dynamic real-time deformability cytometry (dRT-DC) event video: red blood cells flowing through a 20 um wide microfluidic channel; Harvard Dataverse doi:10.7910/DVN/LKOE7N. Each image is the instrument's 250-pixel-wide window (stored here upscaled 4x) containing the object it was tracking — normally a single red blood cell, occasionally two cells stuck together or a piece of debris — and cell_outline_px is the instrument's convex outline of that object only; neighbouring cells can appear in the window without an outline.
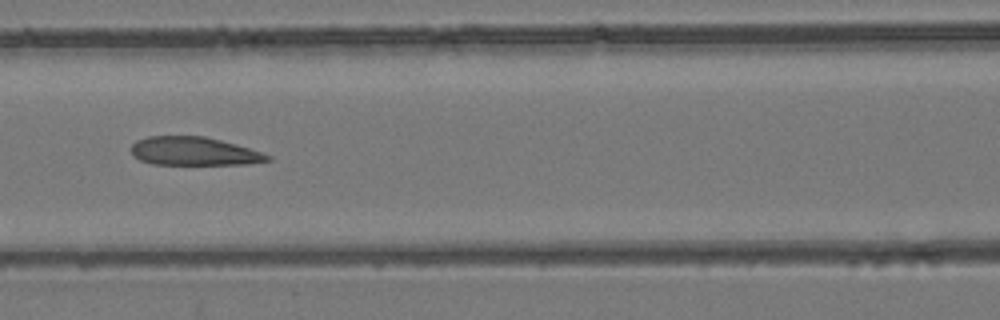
{"species": "common noctule bat (a hibernating species)", "species_latin": "Nyctalus noctula", "temperature_condition": "room temperature", "stored_images_in_passage": 9, "camera_frame_rate_fps": 3000, "um_per_image_px": 0.085, "animal": {"sex": "female", "body_mass_g": 24.6, "forearm_length_mm": 56.2}, "frame": {"image": 1, "passage_image": 7, "time_ms": 6.667, "image_size_px": [1000, 320], "cell_outline_px": [[272, 160], [248, 164], [152, 164], [140, 160], [132, 156], [132, 144], [136, 140], [148, 136], [204, 136], [236, 144], [272, 156]], "centroid_in_image_um": [16.47, 12.86], "position_along_channel_um": 150.1, "area_um2": 22.54}}
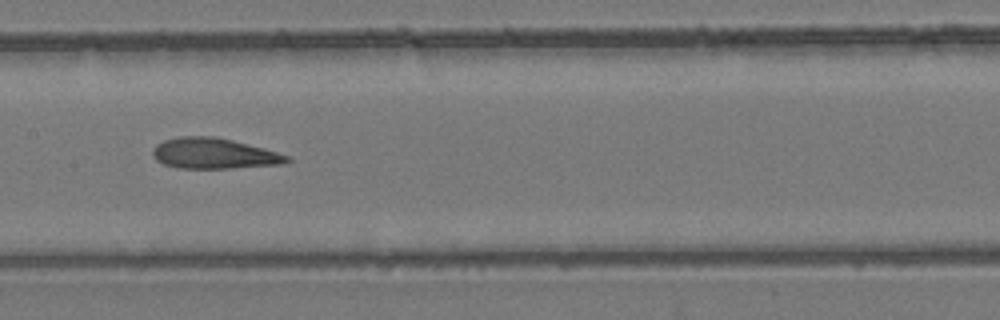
{"frame": {"image": 2, "passage_image": 8, "time_ms": 7.667, "image_size_px": [1000, 320], "cell_outline_px": [[292, 160], [284, 164], [228, 168], [176, 168], [164, 164], [156, 160], [152, 156], [152, 148], [156, 144], [164, 140], [180, 136], [212, 136], [232, 140], [264, 148], [288, 156]], "centroid_in_image_um": [18.15, 13.04], "position_along_channel_um": 189.3, "area_um2": 23.99}}
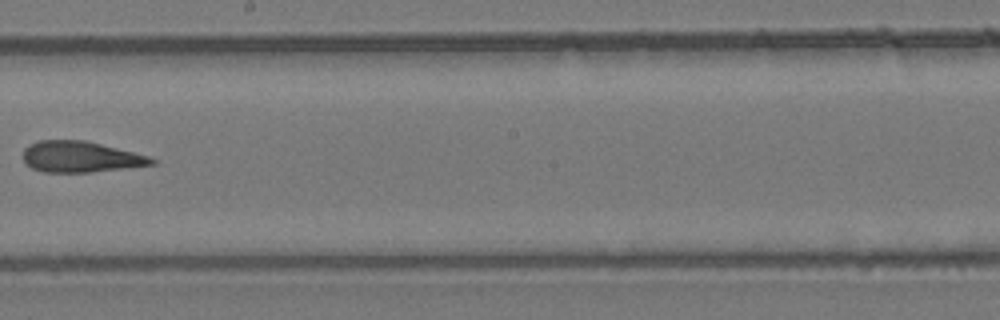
{"frame": {"image": 3, "passage_image": 9, "time_ms": 9.0, "image_size_px": [1000, 320], "cell_outline_px": [[156, 164], [92, 172], [44, 172], [32, 168], [24, 164], [24, 148], [40, 140], [84, 140], [148, 156], [156, 160]], "centroid_in_image_um": [6.82, 13.34], "position_along_channel_um": 241.4, "area_um2": 22.95}}